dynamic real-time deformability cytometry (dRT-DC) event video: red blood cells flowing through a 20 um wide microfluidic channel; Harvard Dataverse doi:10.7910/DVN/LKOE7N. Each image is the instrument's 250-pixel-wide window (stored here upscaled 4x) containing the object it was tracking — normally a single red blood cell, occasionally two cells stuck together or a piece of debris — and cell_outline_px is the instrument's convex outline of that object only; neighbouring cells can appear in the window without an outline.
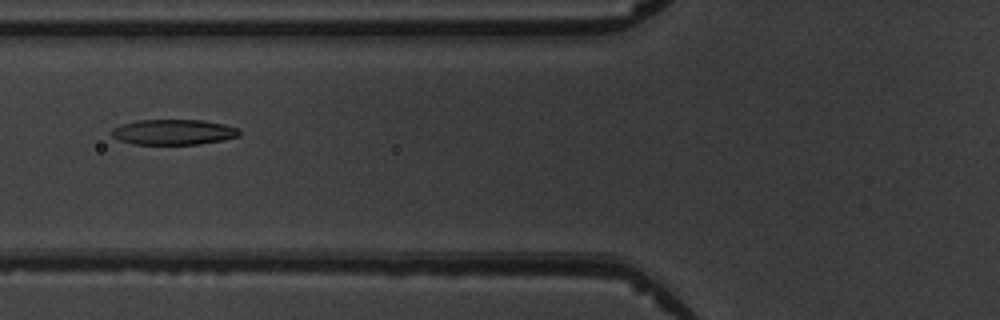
{"species": "common noctule bat (a hibernating species)", "species_latin": "Nyctalus noctula", "temperature_condition": "warm", "stored_images_in_passage": 4, "camera_frame_rate_fps": 3000, "um_per_image_px": 0.085, "animal": {"sex": "male", "body_mass_g": 19.5, "forearm_length_mm": 54.6}, "frame": {"image": 1, "passage_image": 4, "time_ms": 3.667, "image_size_px": [1000, 320], "cell_outline_px": [[240, 136], [224, 140], [200, 144], [132, 144], [120, 140], [112, 136], [112, 128], [120, 124], [136, 120], [200, 120], [224, 124], [236, 128], [240, 132]], "centroid_in_image_um": [14.73, 11.22], "position_along_channel_um": 111.1, "area_um2": 18.9}}